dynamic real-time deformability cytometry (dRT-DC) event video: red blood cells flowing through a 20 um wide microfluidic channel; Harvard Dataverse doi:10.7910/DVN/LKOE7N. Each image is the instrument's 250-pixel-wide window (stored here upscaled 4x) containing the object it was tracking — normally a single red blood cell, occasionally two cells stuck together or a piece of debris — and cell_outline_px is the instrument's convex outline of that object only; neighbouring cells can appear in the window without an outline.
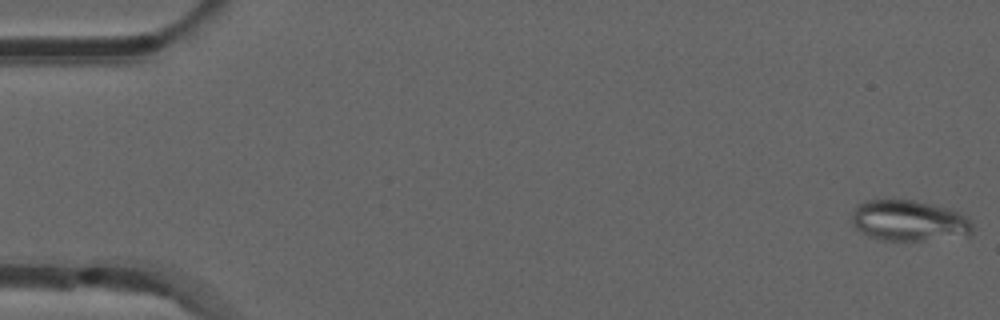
{"species": "common noctule bat (a hibernating species)", "species_latin": "Nyctalus noctula", "temperature_condition": "room temperature", "stored_images_in_passage": 53, "camera_frame_rate_fps": 3000, "um_per_image_px": 0.085, "animal": {"sex": "male", "forearm_length_mm": 52.5}, "frame": {"image": 1, "passage_image": 1, "time_ms": 0.0, "image_size_px": [1000, 320], "cell_outline_px": [[972, 236], [920, 240], [884, 240], [868, 236], [860, 232], [852, 224], [852, 212], [856, 204], [868, 200], [916, 200], [948, 208], [968, 216], [972, 224]], "centroid_in_image_um": [77.28, 18.75], "position_along_channel_um": 7.7, "area_um2": 29.02}}
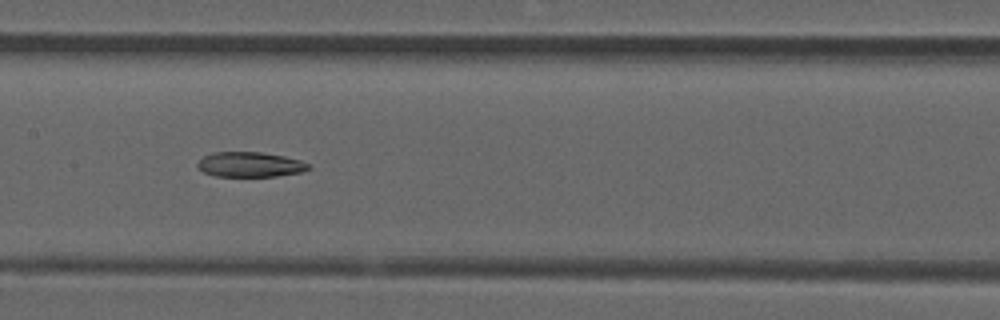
{"frame": {"image": 2, "passage_image": 26, "time_ms": 8.333, "image_size_px": [1000, 320], "cell_outline_px": [[312, 168], [300, 172], [276, 176], [216, 176], [204, 172], [196, 164], [204, 156], [212, 152], [260, 152], [284, 156], [300, 160], [308, 164]], "centroid_in_image_um": [21.26, 13.98], "position_along_channel_um": 186.1, "area_um2": 16.01}}
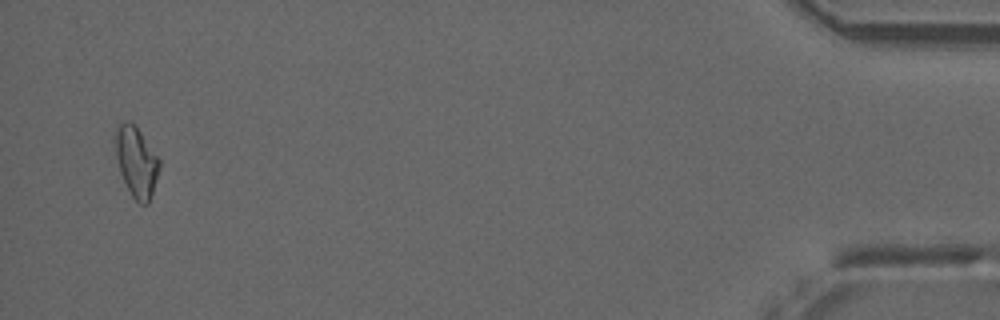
{"frame": {"image": 3, "passage_image": 51, "time_ms": 16.667, "image_size_px": [1000, 320], "cell_outline_px": [[160, 168], [148, 204], [140, 204], [132, 196], [120, 172], [112, 140], [116, 124], [132, 124], [140, 132], [160, 160]], "centroid_in_image_um": [11.55, 13.75], "position_along_channel_um": 423.6, "area_um2": 17.8}}